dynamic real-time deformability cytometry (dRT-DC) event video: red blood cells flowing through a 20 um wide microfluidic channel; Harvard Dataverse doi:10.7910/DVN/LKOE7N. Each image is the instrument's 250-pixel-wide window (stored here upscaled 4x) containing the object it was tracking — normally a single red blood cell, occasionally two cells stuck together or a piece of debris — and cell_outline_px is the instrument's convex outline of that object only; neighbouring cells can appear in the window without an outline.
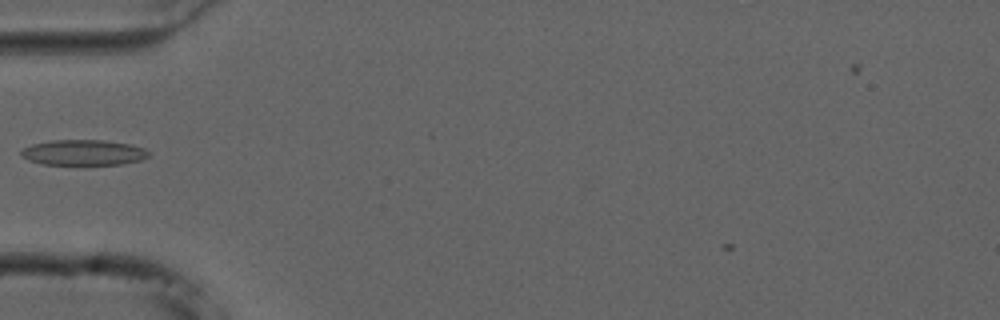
{"species": "common noctule bat (a hibernating species)", "species_latin": "Nyctalus noctula", "temperature_condition": "cold", "stored_images_in_passage": 36, "camera_frame_rate_fps": 3000, "um_per_image_px": 0.085, "animal": {"sex": "male", "forearm_length_mm": 52.5}, "frame": {"image": 1, "passage_image": 2, "time_ms": 0.333, "image_size_px": [1000, 320], "cell_outline_px": [[148, 156], [140, 160], [124, 164], [44, 164], [28, 160], [20, 156], [20, 152], [24, 148], [32, 144], [52, 140], [104, 140], [132, 144], [144, 148], [148, 152]], "centroid_in_image_um": [7.09, 12.96], "position_along_channel_um": 77.9, "area_um2": 18.9}}
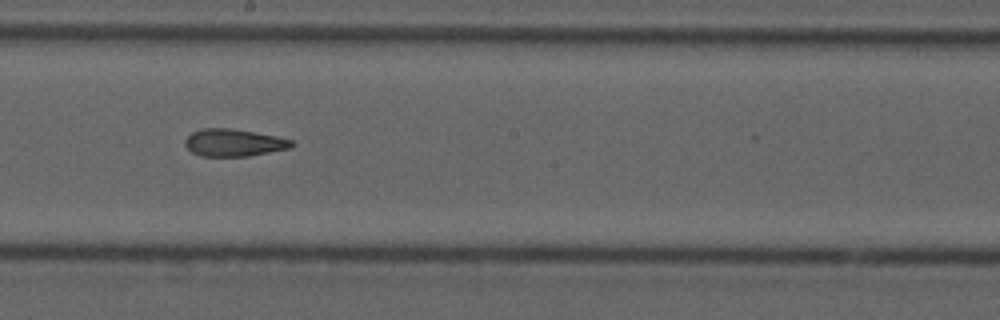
{"frame": {"image": 2, "passage_image": 14, "time_ms": 4.333, "image_size_px": [1000, 320], "cell_outline_px": [[296, 144], [292, 148], [248, 156], [200, 156], [192, 152], [184, 144], [184, 140], [192, 132], [200, 128], [228, 128], [276, 136], [292, 140]], "centroid_in_image_um": [19.87, 12.13], "position_along_channel_um": 228.3, "area_um2": 16.99}}
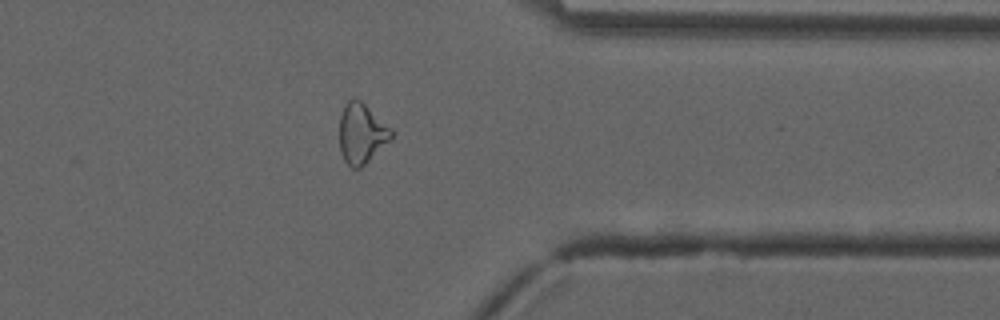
{"frame": {"image": 3, "passage_image": 27, "time_ms": 8.667, "image_size_px": [1000, 320], "cell_outline_px": [[392, 136], [360, 168], [352, 168], [344, 160], [340, 152], [340, 116], [344, 104], [352, 96], [356, 96], [392, 128]], "centroid_in_image_um": [30.69, 11.28], "position_along_channel_um": 380.7, "area_um2": 17.98}}